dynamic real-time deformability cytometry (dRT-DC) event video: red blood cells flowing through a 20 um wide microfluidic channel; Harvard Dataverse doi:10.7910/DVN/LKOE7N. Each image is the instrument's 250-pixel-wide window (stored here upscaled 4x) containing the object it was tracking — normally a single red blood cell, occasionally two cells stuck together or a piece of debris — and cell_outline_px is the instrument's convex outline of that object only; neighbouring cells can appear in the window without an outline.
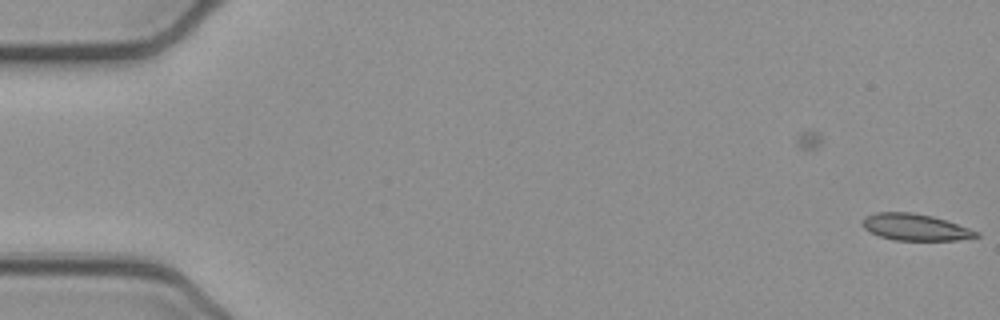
{"species": "common noctule bat (a hibernating species)", "species_latin": "Nyctalus noctula", "temperature_condition": "cold", "stored_images_in_passage": 6, "camera_frame_rate_fps": 3000, "um_per_image_px": 0.085, "animal": {"sex": "female", "body_mass_g": 21.9}, "frame": {"image": 1, "passage_image": 6, "time_ms": 1.667, "image_size_px": [1000, 320], "cell_outline_px": [[980, 236], [956, 240], [896, 240], [880, 236], [864, 228], [860, 220], [864, 216], [876, 212], [912, 212], [932, 216], [980, 232]], "centroid_in_image_um": [77.75, 19.3], "position_along_channel_um": 7.2, "area_um2": 17.51}}